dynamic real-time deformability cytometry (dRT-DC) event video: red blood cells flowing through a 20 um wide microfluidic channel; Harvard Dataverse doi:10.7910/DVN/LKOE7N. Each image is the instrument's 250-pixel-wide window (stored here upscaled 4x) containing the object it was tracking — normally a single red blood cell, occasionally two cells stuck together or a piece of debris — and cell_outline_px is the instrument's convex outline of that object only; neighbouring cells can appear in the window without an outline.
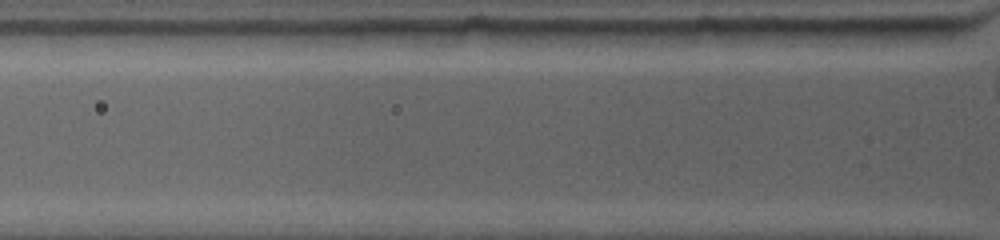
{"species": "common noctule bat (a hibernating species)", "species_latin": "Nyctalus noctula", "temperature_condition": "warm", "stored_images_in_passage": 3, "camera_frame_rate_fps": 4500, "um_per_image_px": 0.085, "animal": {"sex": "female", "body_mass_g": 19.0, "forearm_length_mm": 53.3}, "frame": {"image": 1, "passage_image": 3, "time_ms": 1.333, "image_size_px": [1000, 240], "cell_outline_px": [[952, 36], [948, 44], [840, 44], [840, 28], [952, 28]], "centroid_in_image_um": [76.12, 3.06], "position_along_channel_um": 49.7, "area_um2": 12.83}}